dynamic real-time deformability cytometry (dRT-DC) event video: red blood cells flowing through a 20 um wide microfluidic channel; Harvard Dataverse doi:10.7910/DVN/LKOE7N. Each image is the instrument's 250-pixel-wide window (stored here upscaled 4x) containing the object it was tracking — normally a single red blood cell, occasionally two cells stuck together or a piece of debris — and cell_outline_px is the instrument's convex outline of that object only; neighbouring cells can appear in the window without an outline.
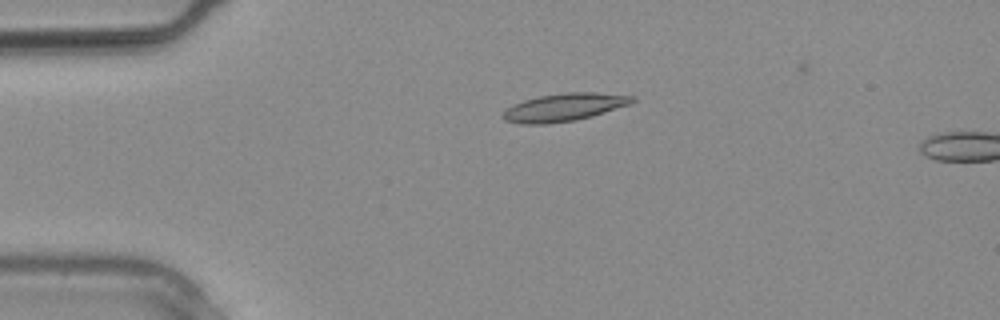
{"species": "common noctule bat (a hibernating species)", "species_latin": "Nyctalus noctula", "temperature_condition": "warm", "stored_images_in_passage": 3, "camera_frame_rate_fps": 3000, "um_per_image_px": 0.085, "animal": {"sex": "male", "body_mass_g": 20.4}, "frame": {"image": 1, "passage_image": 2, "time_ms": 0.333, "image_size_px": [1000, 320], "cell_outline_px": [[636, 100], [632, 104], [592, 116], [576, 120], [548, 124], [520, 124], [504, 120], [500, 116], [512, 104], [524, 100], [540, 96], [568, 92], [596, 92], [636, 96]], "centroid_in_image_um": [47.98, 9.12], "position_along_channel_um": 37.0, "area_um2": 21.15}}